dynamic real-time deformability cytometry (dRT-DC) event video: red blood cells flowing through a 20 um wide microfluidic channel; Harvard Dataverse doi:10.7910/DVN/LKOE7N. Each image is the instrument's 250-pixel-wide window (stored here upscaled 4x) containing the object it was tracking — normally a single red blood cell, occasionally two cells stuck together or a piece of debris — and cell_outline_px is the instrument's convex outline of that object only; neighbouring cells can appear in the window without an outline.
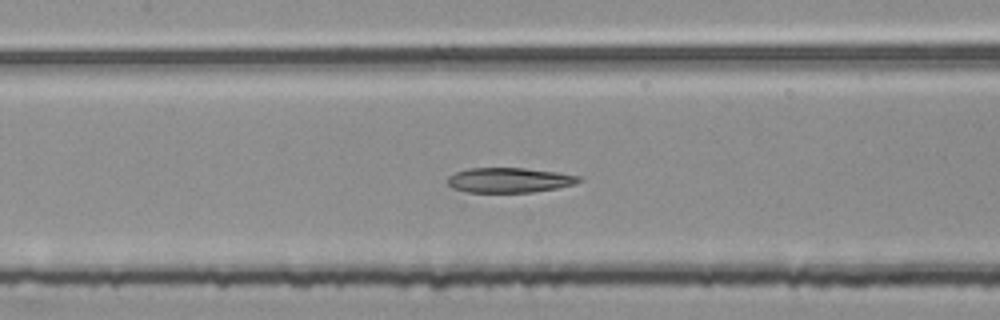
{"species": "common noctule bat (a hibernating species)", "species_latin": "Nyctalus noctula", "temperature_condition": "room temperature", "stored_images_in_passage": 52, "segment_of_instrument_passage": [2, 2], "camera_frame_rate_fps": 3000, "um_per_image_px": 0.085, "animal": {"sex": "female", "body_mass_g": 25.1}, "frame": {"image": 1, "passage_image": 24, "time_ms": 7.667, "image_size_px": [1000, 320], "cell_outline_px": [[584, 180], [576, 184], [556, 188], [532, 192], [464, 192], [452, 188], [448, 184], [448, 176], [456, 172], [468, 168], [524, 168], [556, 172], [580, 176]], "centroid_in_image_um": [43.3, 15.31], "position_along_channel_um": 164.1, "area_um2": 19.13}}
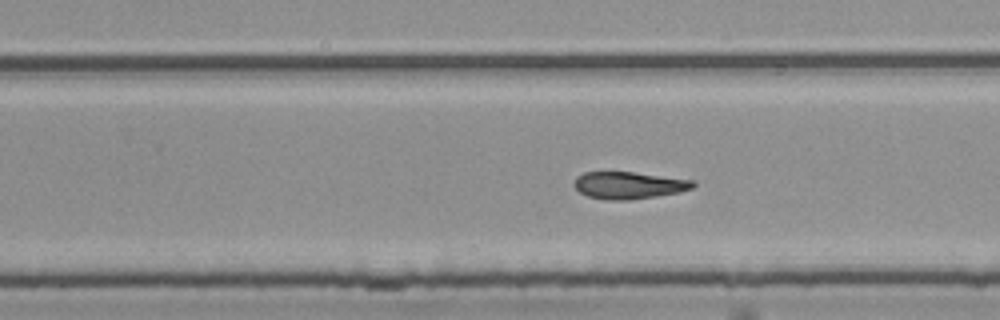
{"frame": {"image": 2, "passage_image": 33, "time_ms": 10.667, "image_size_px": [1000, 320], "cell_outline_px": [[696, 184], [692, 188], [680, 192], [656, 196], [628, 200], [604, 200], [588, 196], [580, 192], [572, 184], [576, 176], [584, 172], [632, 172], [692, 180]], "centroid_in_image_um": [53.4, 15.75], "position_along_channel_um": 276.4, "area_um2": 18.73}}
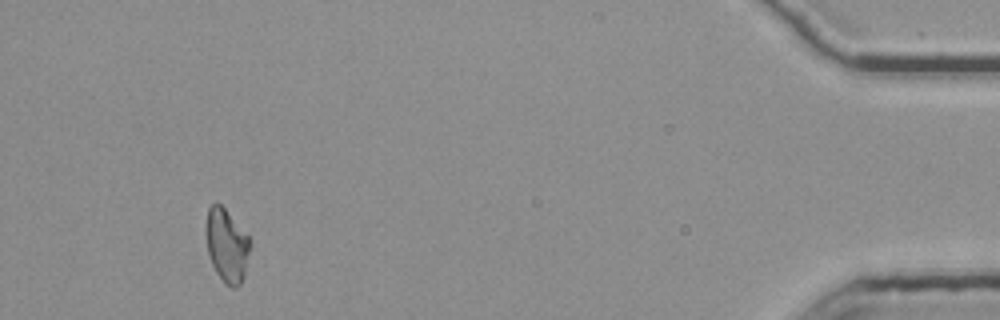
{"frame": {"image": 3, "passage_image": 50, "time_ms": 16.333, "image_size_px": [1000, 320], "cell_outline_px": [[252, 244], [244, 276], [240, 284], [236, 288], [232, 288], [224, 284], [216, 272], [212, 264], [208, 252], [204, 228], [208, 208], [216, 200], [224, 208], [248, 236]], "centroid_in_image_um": [19.26, 20.87], "position_along_channel_um": 415.9, "area_um2": 19.13}}